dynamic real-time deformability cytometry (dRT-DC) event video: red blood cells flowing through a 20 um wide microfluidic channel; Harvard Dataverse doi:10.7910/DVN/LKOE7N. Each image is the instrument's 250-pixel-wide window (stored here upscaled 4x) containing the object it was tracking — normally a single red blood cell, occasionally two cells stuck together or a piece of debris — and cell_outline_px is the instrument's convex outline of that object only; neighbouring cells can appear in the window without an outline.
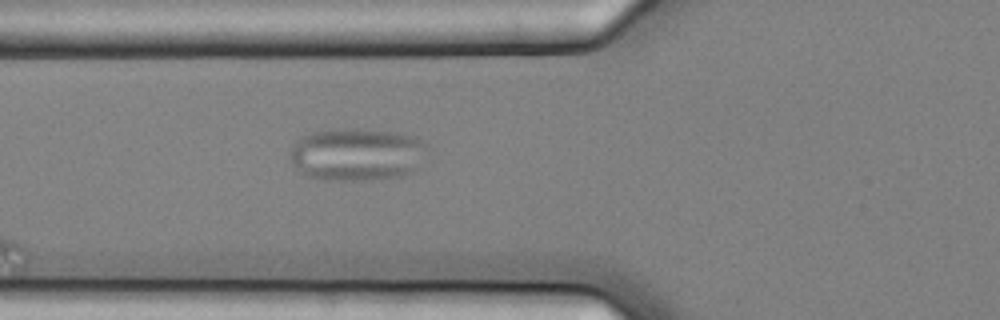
{"species": "common noctule bat (a hibernating species)", "species_latin": "Nyctalus noctula", "temperature_condition": "cold", "stored_images_in_passage": 3, "camera_frame_rate_fps": 3000, "um_per_image_px": 0.085, "animal": {"sex": "female", "body_mass_g": 25.1}, "frame": {"image": 1, "passage_image": 3, "time_ms": 0.667, "image_size_px": [1000, 320], "cell_outline_px": [[432, 148], [416, 168], [412, 172], [400, 176], [364, 180], [324, 180], [308, 176], [300, 172], [292, 164], [292, 148], [300, 136], [312, 132], [332, 128], [356, 128], [392, 132], [416, 136], [428, 144]], "centroid_in_image_um": [30.39, 13.1], "position_along_channel_um": 95.4, "area_um2": 42.71}}